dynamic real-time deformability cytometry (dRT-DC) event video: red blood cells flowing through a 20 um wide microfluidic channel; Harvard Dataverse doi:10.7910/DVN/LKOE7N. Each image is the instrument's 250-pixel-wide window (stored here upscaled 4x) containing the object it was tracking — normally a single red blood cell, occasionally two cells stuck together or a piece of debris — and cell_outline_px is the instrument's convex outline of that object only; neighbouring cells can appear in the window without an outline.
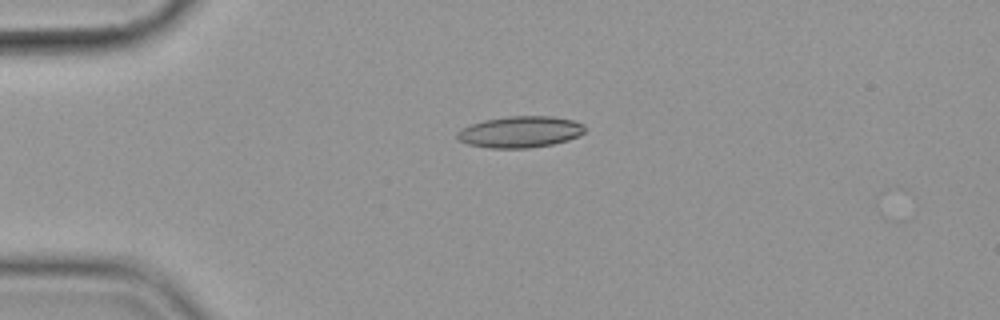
{"species": "common noctule bat (a hibernating species)", "species_latin": "Nyctalus noctula", "temperature_condition": "cold", "stored_images_in_passage": 5, "camera_frame_rate_fps": 3000, "um_per_image_px": 0.085, "animal": {"sex": "female", "body_mass_g": 19.9}, "frame": {"image": 1, "passage_image": 4, "time_ms": 4.333, "image_size_px": [1000, 320], "cell_outline_px": [[584, 132], [568, 140], [552, 144], [528, 148], [488, 148], [468, 144], [460, 140], [456, 136], [456, 132], [472, 124], [484, 120], [508, 116], [552, 116], [572, 120], [584, 124]], "centroid_in_image_um": [44.21, 11.21], "position_along_channel_um": 40.8, "area_um2": 23.18}}